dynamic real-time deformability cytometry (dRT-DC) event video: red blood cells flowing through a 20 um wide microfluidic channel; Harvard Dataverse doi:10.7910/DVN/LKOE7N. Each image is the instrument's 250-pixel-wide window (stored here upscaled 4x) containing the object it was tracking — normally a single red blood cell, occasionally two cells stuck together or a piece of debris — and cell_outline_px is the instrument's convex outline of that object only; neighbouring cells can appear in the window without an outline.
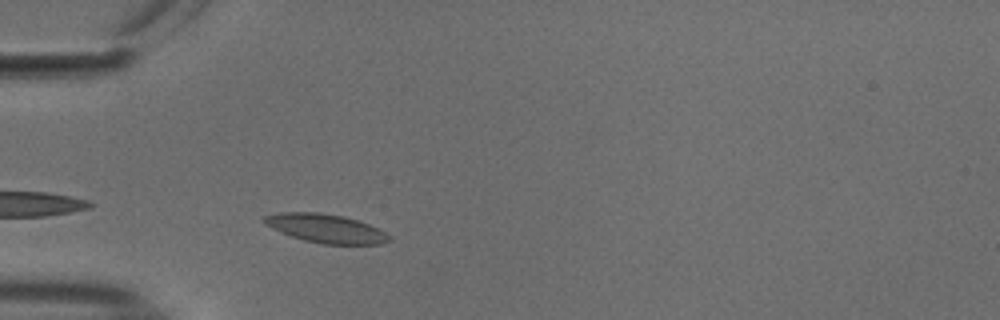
{"species": "common noctule bat (a hibernating species)", "species_latin": "Nyctalus noctula", "temperature_condition": "cold", "stored_images_in_passage": 29, "camera_frame_rate_fps": 3000, "um_per_image_px": 0.085, "animal": {"sex": "male", "body_mass_g": 18.8}, "frame": {"image": 1, "passage_image": 2, "time_ms": 0.333, "image_size_px": [1000, 320], "cell_outline_px": [[392, 240], [380, 244], [320, 244], [304, 240], [280, 232], [264, 224], [260, 220], [264, 216], [280, 212], [320, 212], [344, 216], [360, 220], [392, 236]], "centroid_in_image_um": [27.68, 19.41], "position_along_channel_um": 57.3, "area_um2": 21.1}}
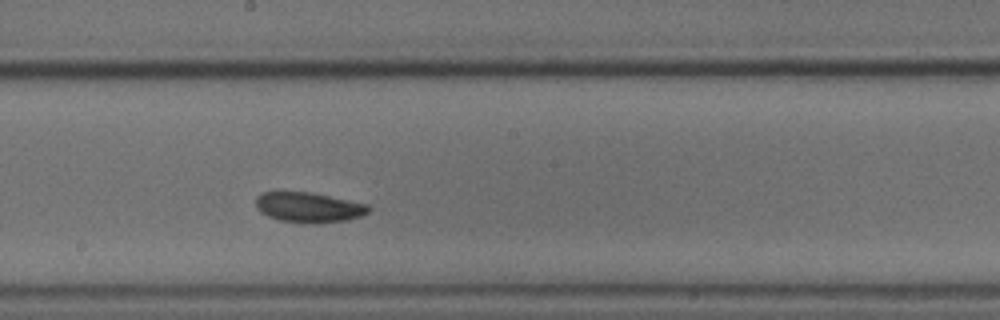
{"frame": {"image": 2, "passage_image": 16, "time_ms": 5.0, "image_size_px": [1000, 320], "cell_outline_px": [[372, 208], [368, 212], [360, 216], [348, 220], [312, 224], [304, 224], [280, 220], [268, 216], [260, 212], [256, 208], [256, 196], [260, 192], [312, 192], [368, 204]], "centroid_in_image_um": [26.23, 17.63], "position_along_channel_um": 222.0, "area_um2": 20.06}}
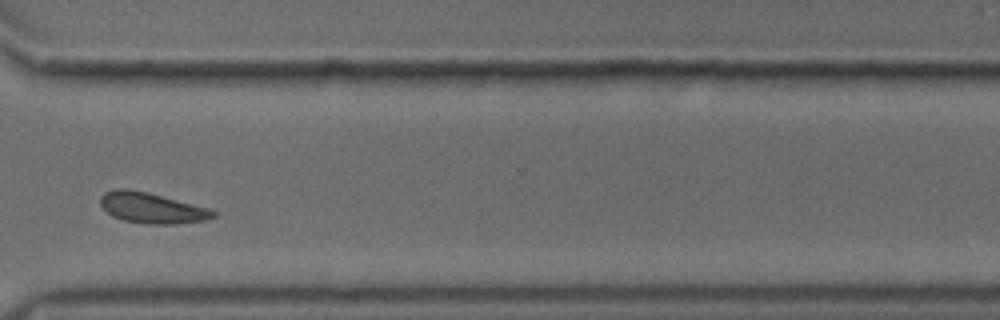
{"frame": {"image": 3, "passage_image": 27, "time_ms": 8.667, "image_size_px": [1000, 320], "cell_outline_px": [[216, 216], [204, 220], [176, 224], [148, 224], [124, 220], [112, 216], [100, 204], [100, 196], [104, 192], [116, 188], [128, 188], [148, 192], [212, 208], [216, 212]], "centroid_in_image_um": [12.92, 17.66], "position_along_channel_um": 357.7, "area_um2": 20.35}, "authors_computed_cell_mechanics": {"area_um2": 19.7676, "velocity_mm_per_s": 3.7002, "shape_relaxation_time_tau1_ms": 3.9881, "shape_relaxation_time_tau2_ms": null, "deformation_change_tau1": 0.058, "deformation_change_tau2": null}}